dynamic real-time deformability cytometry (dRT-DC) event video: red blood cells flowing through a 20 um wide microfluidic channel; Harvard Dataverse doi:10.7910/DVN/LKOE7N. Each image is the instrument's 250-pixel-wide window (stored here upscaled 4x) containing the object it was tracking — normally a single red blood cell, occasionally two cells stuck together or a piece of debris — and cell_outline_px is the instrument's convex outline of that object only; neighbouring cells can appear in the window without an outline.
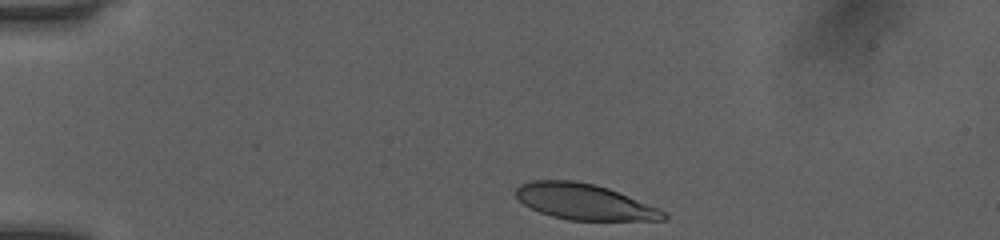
{"species": "human", "species_latin": "Homo sapiens", "temperature_condition": "room temperature", "stored_images_in_passage": 4, "camera_frame_rate_fps": 3000, "um_per_image_px": 0.085, "donor": {"sex": "female"}, "frame": {"image": 1, "passage_image": 1, "time_ms": 0.0, "image_size_px": [1000, 240], "cell_outline_px": [[668, 220], [568, 220], [552, 216], [540, 212], [524, 204], [516, 196], [516, 188], [520, 184], [528, 180], [576, 180], [608, 188], [656, 208], [664, 212], [668, 216]], "centroid_in_image_um": [49.62, 17.14], "position_along_channel_um": 35.4, "area_um2": 30.46}}
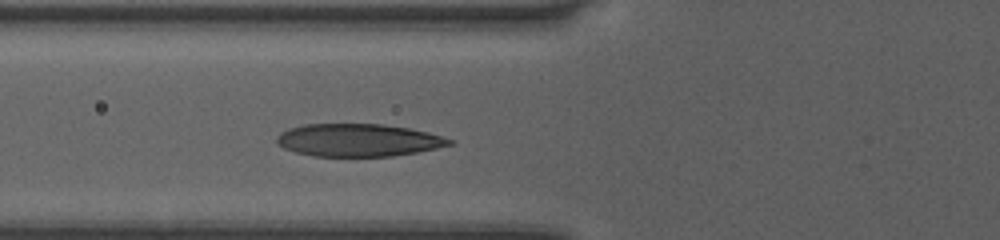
{"frame": {"image": 2, "passage_image": 4, "time_ms": 1.0, "image_size_px": [1000, 240], "cell_outline_px": [[456, 140], [452, 144], [436, 148], [416, 152], [392, 156], [312, 156], [296, 152], [284, 148], [276, 144], [276, 136], [280, 132], [288, 128], [304, 124], [380, 124], [408, 128], [428, 132]], "centroid_in_image_um": [30.42, 11.91], "position_along_channel_um": 95.4, "area_um2": 32.95}}